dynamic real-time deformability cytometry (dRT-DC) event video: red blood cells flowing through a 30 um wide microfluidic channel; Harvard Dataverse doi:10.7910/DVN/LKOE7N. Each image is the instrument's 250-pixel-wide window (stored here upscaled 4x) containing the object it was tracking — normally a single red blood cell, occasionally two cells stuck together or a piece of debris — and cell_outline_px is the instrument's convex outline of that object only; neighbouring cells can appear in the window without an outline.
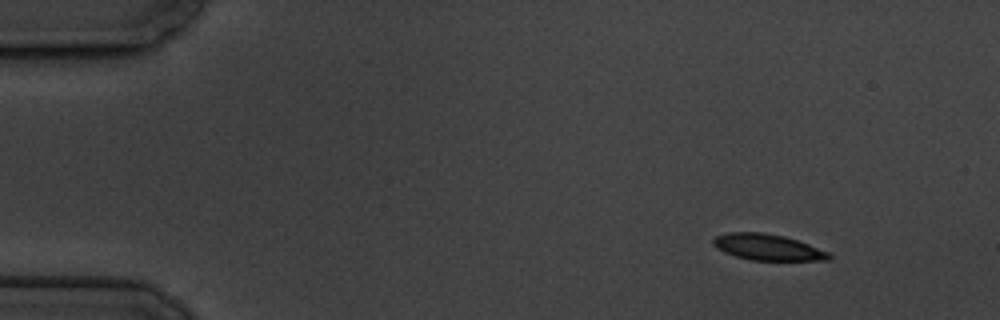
{"species": "common noctule bat (a hibernating species)", "species_latin": "Nyctalus noctula", "temperature_condition": "cold", "stored_images_in_passage": 4, "camera_frame_rate_fps": 3000, "um_per_image_px": 0.085, "animal": {"sex": "male", "body_mass_g": 19.5, "forearm_length_mm": 54.6}, "frame": {"image": 1, "passage_image": 1, "time_ms": 0.0, "image_size_px": [1000, 320], "cell_outline_px": [[832, 260], [752, 260], [736, 256], [724, 252], [716, 248], [712, 244], [712, 240], [716, 236], [728, 232], [764, 232], [784, 236], [808, 244], [828, 252], [832, 256]], "centroid_in_image_um": [65.23, 21.01], "position_along_channel_um": 19.8, "area_um2": 17.57}}
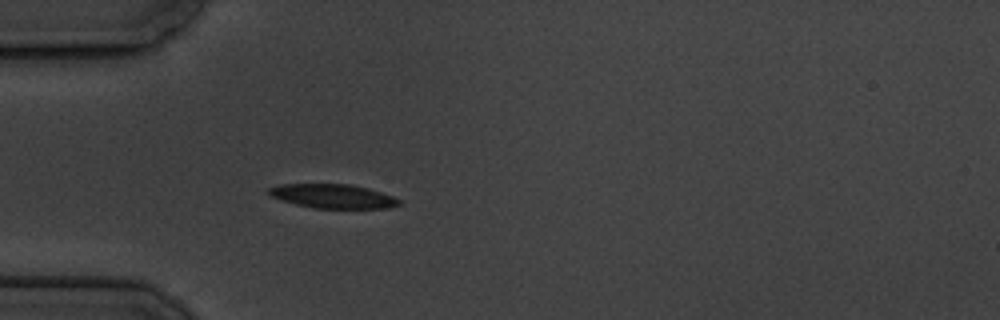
{"frame": {"image": 2, "passage_image": 4, "time_ms": 3.667, "image_size_px": [1000, 320], "cell_outline_px": [[400, 204], [388, 208], [316, 208], [296, 204], [272, 196], [268, 192], [268, 188], [280, 184], [348, 184], [368, 188], [392, 196], [400, 200]], "centroid_in_image_um": [28.31, 16.67], "position_along_channel_um": 56.7, "area_um2": 17.98}}